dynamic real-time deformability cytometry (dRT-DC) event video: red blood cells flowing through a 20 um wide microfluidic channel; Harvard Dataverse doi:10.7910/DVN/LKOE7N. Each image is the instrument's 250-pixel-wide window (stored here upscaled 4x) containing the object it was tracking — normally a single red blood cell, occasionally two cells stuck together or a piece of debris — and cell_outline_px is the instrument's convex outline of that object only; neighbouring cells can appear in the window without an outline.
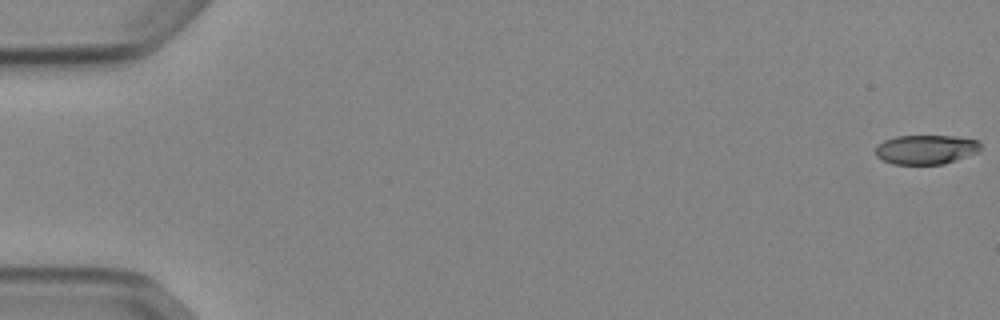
{"species": "Egyptian fruit bat (a non-hibernating species)", "species_latin": "Rousettus aegyptiacus", "temperature_condition": "cold", "stored_images_in_passage": 10, "camera_frame_rate_fps": 3000, "um_per_image_px": 0.085, "animal": {"sex": "female"}, "frame": {"image": 1, "passage_image": 1, "time_ms": 0.0, "image_size_px": [1000, 320], "cell_outline_px": [[980, 152], [944, 164], [892, 164], [876, 156], [876, 148], [884, 140], [896, 136], [956, 136], [980, 140]], "centroid_in_image_um": [78.75, 12.7], "position_along_channel_um": 6.2, "area_um2": 18.03}}